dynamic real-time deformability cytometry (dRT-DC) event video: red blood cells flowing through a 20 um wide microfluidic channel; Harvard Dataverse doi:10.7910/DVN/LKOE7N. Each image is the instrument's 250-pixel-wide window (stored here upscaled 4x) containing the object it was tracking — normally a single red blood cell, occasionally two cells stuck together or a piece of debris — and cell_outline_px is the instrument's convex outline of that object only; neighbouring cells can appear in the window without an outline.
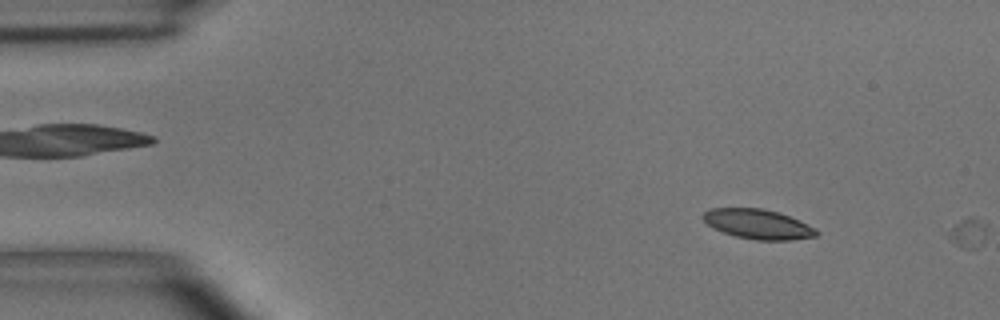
{"species": "common noctule bat (a hibernating species)", "species_latin": "Nyctalus noctula", "temperature_condition": "room temperature", "stored_images_in_passage": 2, "camera_frame_rate_fps": 3000, "um_per_image_px": 0.085, "animal": {"sex": "male", "body_mass_g": 15.6}, "frame": {"image": 1, "passage_image": 1, "time_ms": 0.0, "image_size_px": [1000, 320], "cell_outline_px": [[820, 232], [816, 236], [792, 240], [756, 240], [736, 236], [724, 232], [708, 224], [704, 220], [704, 212], [712, 208], [764, 208], [800, 220], [816, 228]], "centroid_in_image_um": [64.49, 19.05], "position_along_channel_um": 20.5, "area_um2": 19.42}}